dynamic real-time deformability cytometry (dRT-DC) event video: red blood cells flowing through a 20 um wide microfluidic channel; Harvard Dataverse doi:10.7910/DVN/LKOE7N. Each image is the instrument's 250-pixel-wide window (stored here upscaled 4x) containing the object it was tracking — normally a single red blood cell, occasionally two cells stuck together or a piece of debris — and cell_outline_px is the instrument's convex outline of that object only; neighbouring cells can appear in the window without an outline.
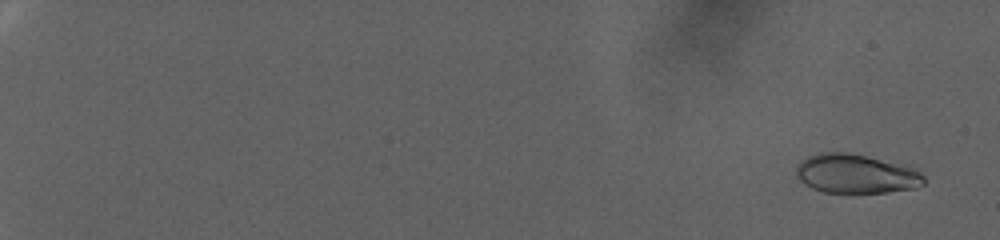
{"species": "human", "species_latin": "Homo sapiens", "temperature_condition": "warm", "stored_images_in_passage": 64, "camera_frame_rate_fps": 3000, "um_per_image_px": 0.085, "donor": {"sex": "female"}, "frame": {"image": 1, "passage_image": 4, "time_ms": 1.0, "image_size_px": [1000, 240], "cell_outline_px": [[924, 184], [916, 188], [852, 196], [824, 192], [812, 188], [804, 184], [796, 176], [796, 168], [808, 156], [820, 152], [848, 152], [912, 168], [920, 172], [924, 176]], "centroid_in_image_um": [72.72, 14.83], "position_along_channel_um": 12.3, "area_um2": 29.42}}
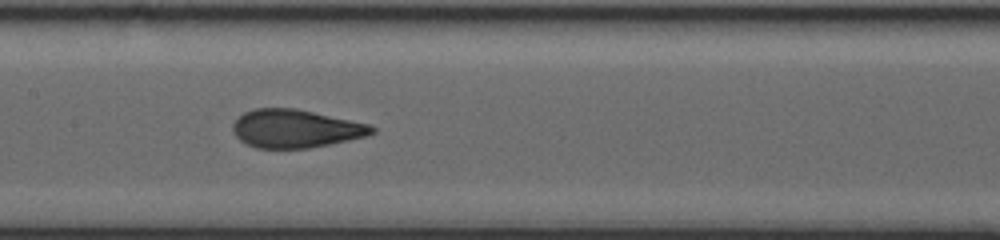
{"frame": {"image": 2, "passage_image": 37, "time_ms": 12.0, "image_size_px": [1000, 240], "cell_outline_px": [[376, 132], [368, 136], [308, 148], [256, 148], [240, 140], [236, 136], [232, 128], [232, 124], [244, 112], [256, 108], [296, 108], [372, 124], [376, 128]], "centroid_in_image_um": [25.16, 10.92], "position_along_channel_um": 182.2, "area_um2": 31.04}}
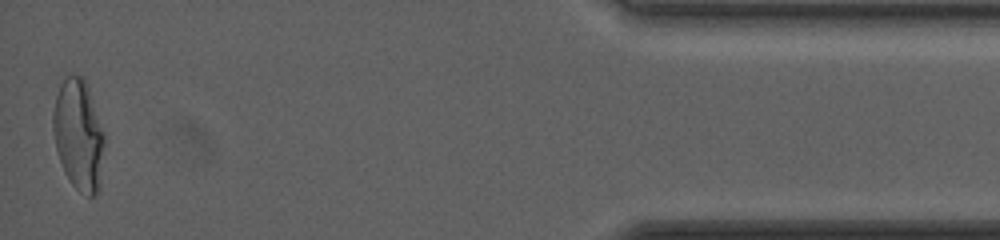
{"frame": {"image": 3, "passage_image": 64, "time_ms": 21.0, "image_size_px": [1000, 240], "cell_outline_px": [[104, 140], [100, 188], [96, 196], [88, 196], [80, 192], [72, 184], [64, 172], [56, 148], [52, 128], [52, 112], [56, 96], [60, 84], [72, 72], [80, 76], [84, 80], [88, 88], [104, 132]], "centroid_in_image_um": [6.67, 11.48], "position_along_channel_um": 428.5, "area_um2": 33.18}, "authors_computed_cell_mechanics": {"area_um2": 30.5762, "velocity_mm_per_s": 3.7993, "shape_relaxation_time_tau1_ms": 9.3228, "shape_relaxation_time_tau2_ms": null, "deformation_change_tau1": 0.2794, "deformation_change_tau2": null}}